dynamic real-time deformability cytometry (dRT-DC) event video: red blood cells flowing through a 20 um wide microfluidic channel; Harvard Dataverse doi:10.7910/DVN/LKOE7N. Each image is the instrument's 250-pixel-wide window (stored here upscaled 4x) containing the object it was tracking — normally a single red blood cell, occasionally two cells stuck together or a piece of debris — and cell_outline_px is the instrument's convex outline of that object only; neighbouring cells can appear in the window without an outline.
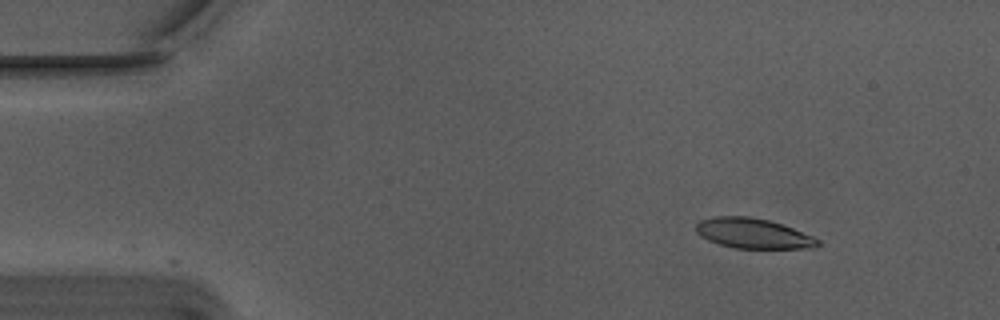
{"species": "Egyptian fruit bat (a non-hibernating species)", "species_latin": "Rousettus aegyptiacus", "temperature_condition": "warm", "stored_images_in_passage": 25, "camera_frame_rate_fps": 3000, "um_per_image_px": 0.085, "animal": {"sex": "male"}, "frame": {"image": 1, "passage_image": 2, "time_ms": 0.333, "image_size_px": [1000, 320], "cell_outline_px": [[824, 244], [812, 248], [736, 248], [720, 244], [708, 240], [700, 236], [696, 232], [696, 224], [700, 220], [712, 216], [748, 216], [768, 220], [792, 228], [812, 236], [820, 240]], "centroid_in_image_um": [64.01, 19.84], "position_along_channel_um": 21.0, "area_um2": 21.33}}
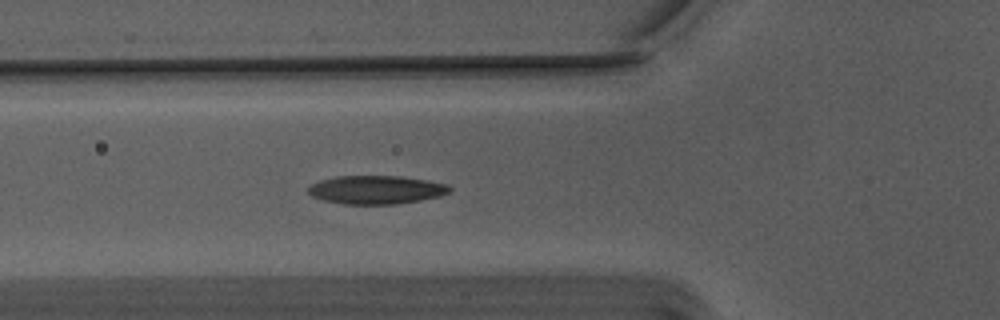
{"frame": {"image": 2, "passage_image": 15, "time_ms": 4.667, "image_size_px": [1000, 320], "cell_outline_px": [[452, 188], [448, 192], [440, 196], [420, 200], [396, 204], [344, 204], [324, 200], [312, 196], [308, 192], [308, 188], [312, 184], [320, 180], [336, 176], [400, 176], [428, 180], [448, 184]], "centroid_in_image_um": [31.99, 16.12], "position_along_channel_um": 93.8, "area_um2": 23.41}}
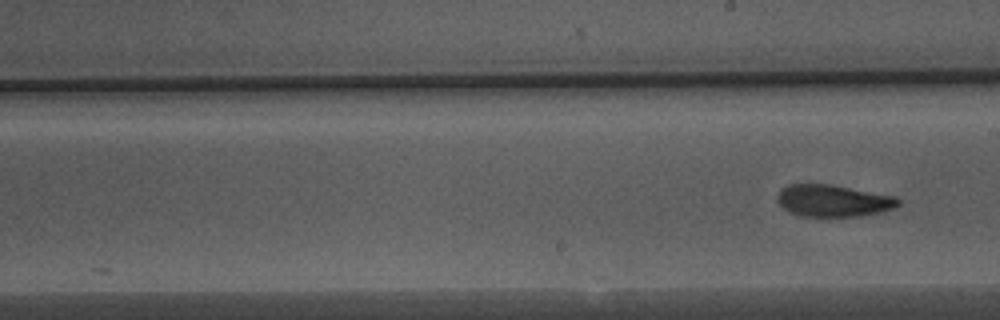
{"frame": {"image": 3, "passage_image": 25, "time_ms": 8.0, "image_size_px": [1000, 320], "cell_outline_px": [[900, 204], [892, 208], [880, 212], [856, 216], [800, 216], [788, 212], [776, 200], [780, 188], [788, 184], [828, 184], [896, 196], [900, 200]], "centroid_in_image_um": [70.78, 17.05], "position_along_channel_um": 218.2, "area_um2": 22.43}}